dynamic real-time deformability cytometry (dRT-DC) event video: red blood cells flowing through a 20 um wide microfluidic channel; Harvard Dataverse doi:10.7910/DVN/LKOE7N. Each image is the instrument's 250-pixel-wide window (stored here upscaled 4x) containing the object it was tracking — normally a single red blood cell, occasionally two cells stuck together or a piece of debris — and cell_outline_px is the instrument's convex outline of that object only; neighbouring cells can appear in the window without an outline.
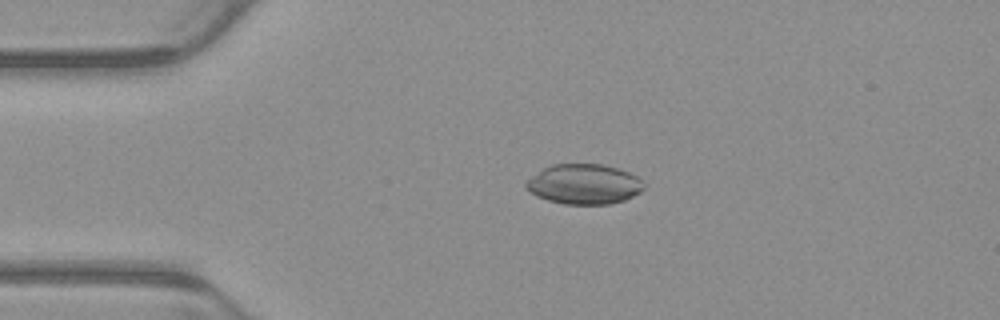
{"species": "common noctule bat (a hibernating species)", "species_latin": "Nyctalus noctula", "temperature_condition": "warm", "stored_images_in_passage": 5, "camera_frame_rate_fps": 3000, "um_per_image_px": 0.085, "animal": {"sex": "male", "body_mass_g": 23.1, "forearm_length_mm": 52.7}, "frame": {"image": 1, "passage_image": 4, "time_ms": 1.0, "image_size_px": [1000, 320], "cell_outline_px": [[644, 188], [640, 192], [624, 200], [608, 204], [564, 204], [548, 200], [536, 196], [524, 188], [524, 184], [532, 176], [544, 168], [552, 164], [604, 164], [628, 172], [636, 176], [644, 184]], "centroid_in_image_um": [49.62, 15.65], "position_along_channel_um": 35.4, "area_um2": 27.4}}